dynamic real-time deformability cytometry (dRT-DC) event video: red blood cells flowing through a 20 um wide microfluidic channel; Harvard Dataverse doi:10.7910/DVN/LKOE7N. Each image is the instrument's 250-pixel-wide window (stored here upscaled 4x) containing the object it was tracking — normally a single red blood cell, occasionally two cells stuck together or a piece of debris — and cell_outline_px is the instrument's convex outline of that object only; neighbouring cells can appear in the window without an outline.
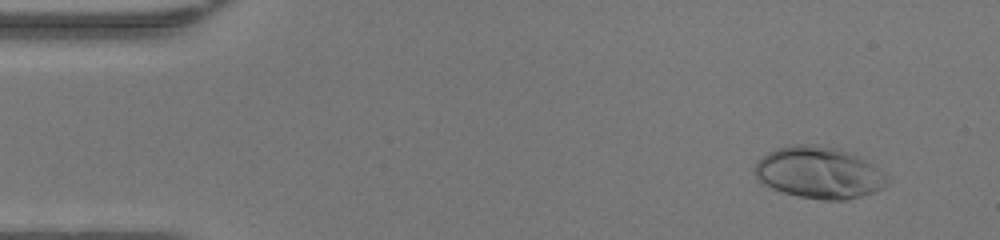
{"species": "human", "species_latin": "Homo sapiens", "temperature_condition": "warm", "stored_images_in_passage": 48, "camera_frame_rate_fps": 3000, "um_per_image_px": 0.085, "donor": {"sex": "female"}, "frame": {"image": 1, "passage_image": 4, "time_ms": 1.0, "image_size_px": [1000, 240], "cell_outline_px": [[892, 180], [884, 188], [848, 200], [824, 200], [800, 196], [784, 192], [772, 188], [756, 180], [752, 168], [756, 160], [768, 152], [776, 148], [792, 144], [812, 144], [836, 148], [856, 152], [884, 172]], "centroid_in_image_um": [69.63, 14.65], "position_along_channel_um": 15.4, "area_um2": 40.75}}
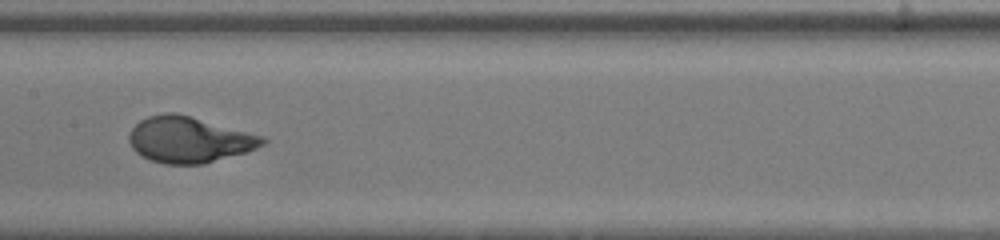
{"frame": {"image": 2, "passage_image": 24, "time_ms": 7.667, "image_size_px": [1000, 240], "cell_outline_px": [[268, 140], [264, 144], [256, 148], [244, 152], [204, 164], [164, 164], [152, 160], [136, 152], [132, 148], [128, 140], [128, 136], [132, 128], [140, 120], [148, 116], [164, 112], [176, 112], [264, 136]], "centroid_in_image_um": [16.06, 11.86], "position_along_channel_um": 191.3, "area_um2": 35.66}}
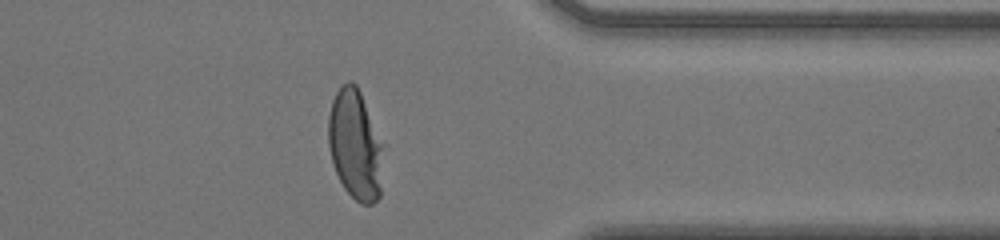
{"frame": {"image": 3, "passage_image": 38, "time_ms": 12.333, "image_size_px": [1000, 240], "cell_outline_px": [[384, 144], [380, 196], [372, 204], [360, 204], [344, 188], [332, 164], [328, 144], [328, 116], [332, 100], [336, 92], [348, 80], [352, 80], [356, 84], [360, 92]], "centroid_in_image_um": [30.2, 12.31], "position_along_channel_um": 381.2, "area_um2": 35.49}, "authors_computed_cell_mechanics": {"area_um2": 35.4892, "velocity_mm_per_s": 4.3143, "shape_relaxation_time_tau1_ms": 3.3076, "shape_relaxation_time_tau2_ms": null, "deformation_change_tau1": 0.2414, "deformation_change_tau2": null}}